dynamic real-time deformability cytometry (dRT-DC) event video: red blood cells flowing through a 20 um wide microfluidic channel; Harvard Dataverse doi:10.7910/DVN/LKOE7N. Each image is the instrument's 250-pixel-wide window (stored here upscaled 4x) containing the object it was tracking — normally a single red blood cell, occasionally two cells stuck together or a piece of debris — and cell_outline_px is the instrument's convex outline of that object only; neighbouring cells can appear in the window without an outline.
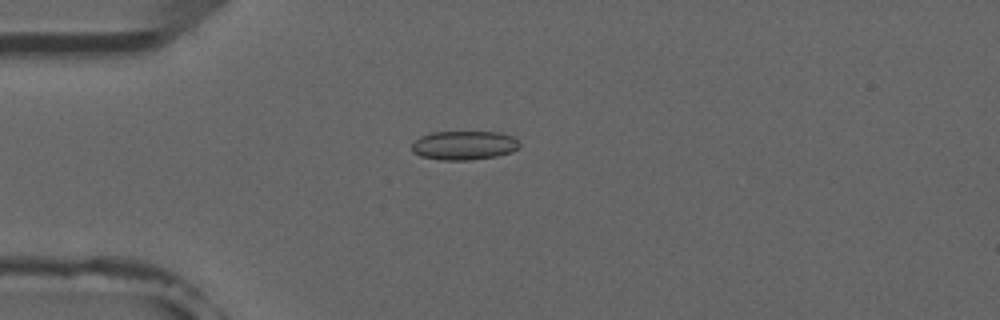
{"species": "common noctule bat (a hibernating species)", "species_latin": "Nyctalus noctula", "temperature_condition": "room temperature", "stored_images_in_passage": 7, "camera_frame_rate_fps": 3000, "um_per_image_px": 0.085, "animal": {"sex": "male", "forearm_length_mm": 52.5}, "frame": {"image": 1, "passage_image": 4, "time_ms": 4.333, "image_size_px": [1000, 320], "cell_outline_px": [[520, 148], [512, 152], [496, 156], [472, 160], [440, 160], [420, 156], [412, 152], [412, 144], [420, 136], [432, 132], [496, 132], [512, 136], [520, 144]], "centroid_in_image_um": [39.44, 12.36], "position_along_channel_um": 45.6, "area_um2": 18.26}}
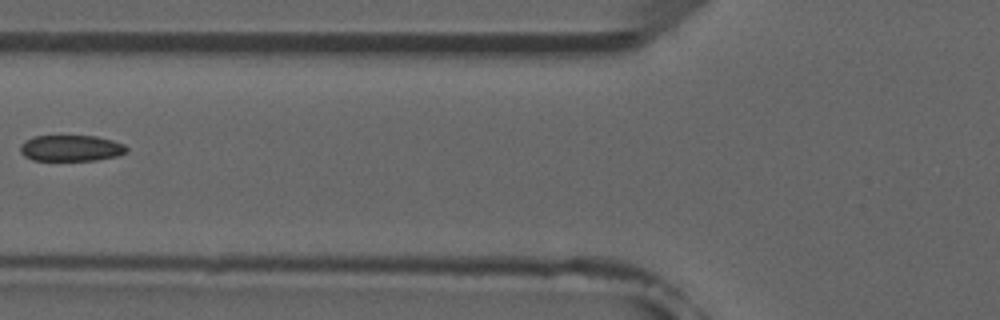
{"frame": {"image": 2, "passage_image": 6, "time_ms": 6.667, "image_size_px": [1000, 320], "cell_outline_px": [[128, 152], [116, 156], [96, 160], [32, 160], [24, 156], [20, 152], [20, 144], [24, 140], [32, 136], [96, 136], [112, 140], [124, 144], [128, 148]], "centroid_in_image_um": [6.02, 12.59], "position_along_channel_um": 119.8, "area_um2": 16.3}}
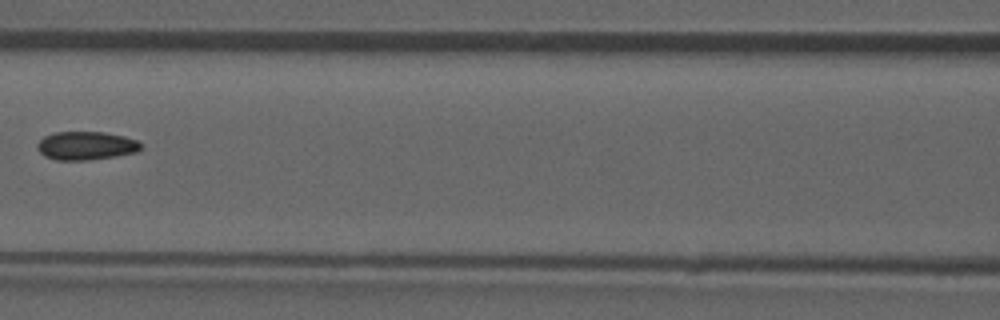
{"frame": {"image": 3, "passage_image": 7, "time_ms": 7.667, "image_size_px": [1000, 320], "cell_outline_px": [[144, 144], [136, 152], [116, 156], [88, 160], [56, 160], [44, 156], [36, 148], [36, 144], [44, 136], [56, 132], [104, 132], [124, 136], [136, 140]], "centroid_in_image_um": [7.3, 12.38], "position_along_channel_um": 159.3, "area_um2": 17.22}}